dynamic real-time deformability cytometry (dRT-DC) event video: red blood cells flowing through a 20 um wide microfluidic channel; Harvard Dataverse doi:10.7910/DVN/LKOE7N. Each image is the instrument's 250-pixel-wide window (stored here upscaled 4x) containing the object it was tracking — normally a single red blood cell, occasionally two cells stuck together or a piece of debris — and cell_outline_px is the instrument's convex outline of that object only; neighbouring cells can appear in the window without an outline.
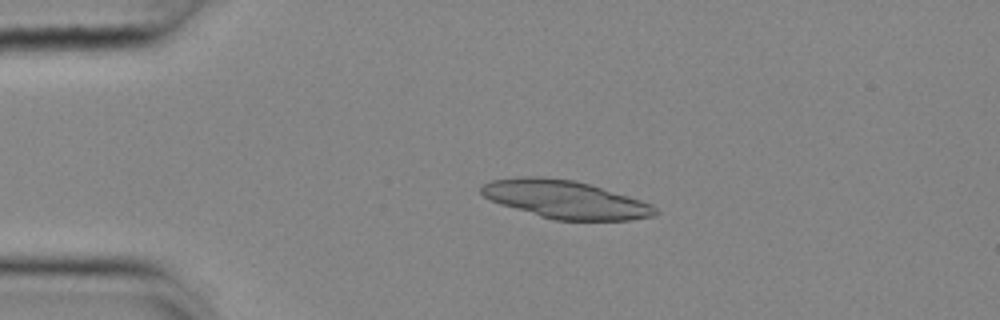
{"species": "common noctule bat (a hibernating species)", "species_latin": "Nyctalus noctula", "temperature_condition": "cold", "stored_images_in_passage": 54, "camera_frame_rate_fps": 3000, "um_per_image_px": 0.085, "animal": {"sex": "female", "body_mass_g": 25.1}, "frame": {"image": 1, "passage_image": 12, "time_ms": 3.667, "image_size_px": [1000, 320], "cell_outline_px": [[660, 212], [656, 216], [628, 220], [552, 220], [500, 204], [484, 196], [480, 192], [480, 188], [484, 184], [492, 180], [520, 176], [540, 176], [576, 180], [592, 184], [652, 204]], "centroid_in_image_um": [48.07, 16.95], "position_along_channel_um": 36.9, "area_um2": 38.67}}
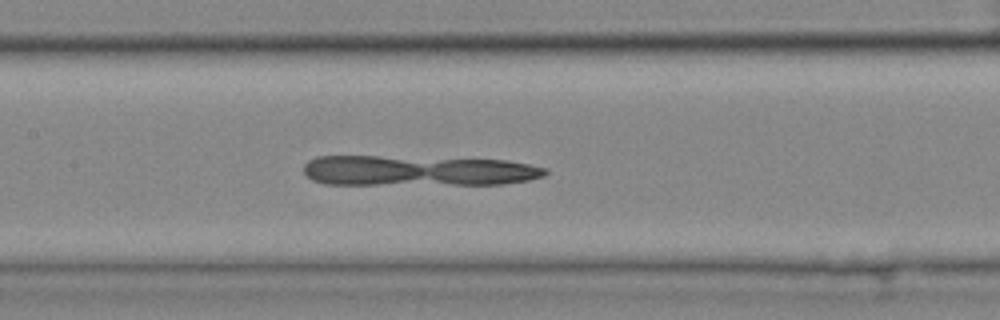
{"frame": {"image": 2, "passage_image": 26, "time_ms": 8.333, "image_size_px": [1000, 320], "cell_outline_px": [[548, 172], [544, 176], [528, 180], [504, 184], [324, 184], [312, 180], [304, 172], [304, 164], [308, 160], [316, 156], [376, 156], [508, 160], [548, 168]], "centroid_in_image_um": [35.51, 14.51], "position_along_channel_um": 171.9, "area_um2": 42.89}}
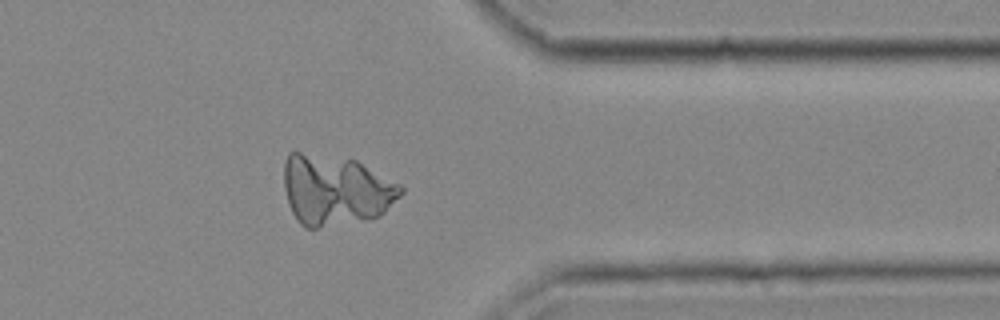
{"frame": {"image": 3, "passage_image": 44, "time_ms": 14.333, "image_size_px": [1000, 320], "cell_outline_px": [[404, 192], [380, 216], [316, 228], [304, 228], [300, 224], [292, 212], [288, 204], [284, 188], [284, 160], [288, 152], [300, 152], [356, 160], [400, 184], [404, 188]], "centroid_in_image_um": [28.5, 16.14], "position_along_channel_um": 382.9, "area_um2": 47.74}}